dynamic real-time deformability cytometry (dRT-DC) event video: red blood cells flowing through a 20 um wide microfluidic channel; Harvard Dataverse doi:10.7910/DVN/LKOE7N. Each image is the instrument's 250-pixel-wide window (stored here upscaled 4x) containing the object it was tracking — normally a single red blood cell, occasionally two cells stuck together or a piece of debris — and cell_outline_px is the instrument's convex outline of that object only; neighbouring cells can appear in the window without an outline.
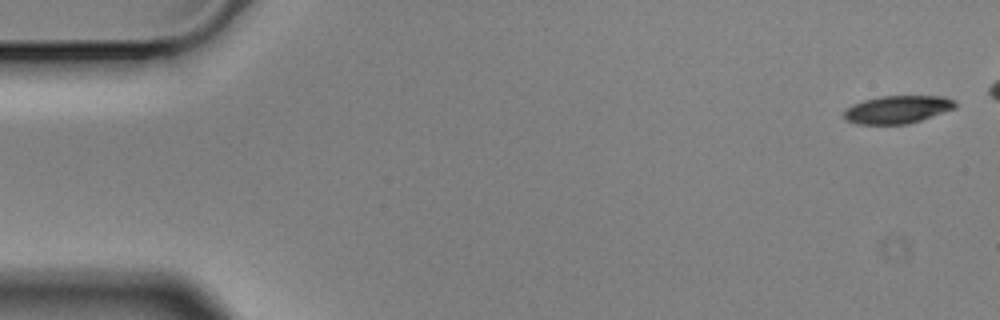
{"species": "Egyptian fruit bat (a non-hibernating species)", "species_latin": "Rousettus aegyptiacus", "temperature_condition": "cold", "stored_images_in_passage": 6, "camera_frame_rate_fps": 3000, "um_per_image_px": 0.085, "animal": {"sex": "male"}, "frame": {"image": 1, "passage_image": 1, "time_ms": 0.0, "image_size_px": [1000, 320], "cell_outline_px": [[956, 108], [908, 124], [856, 124], [844, 120], [844, 112], [852, 104], [864, 100], [880, 96], [944, 96], [956, 100]], "centroid_in_image_um": [76.29, 9.3], "position_along_channel_um": 8.7, "area_um2": 18.09}}
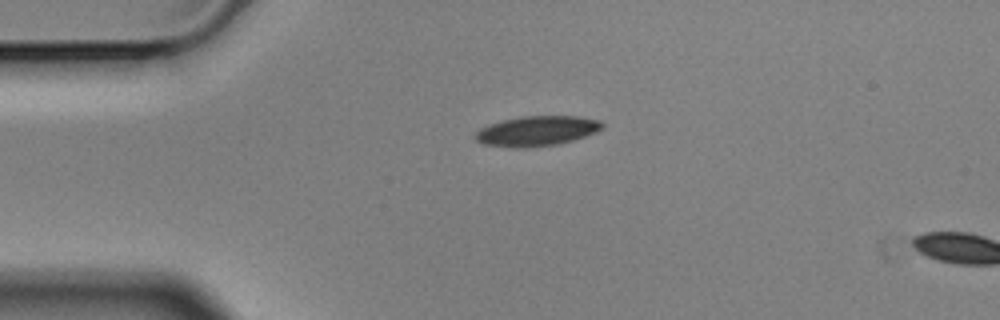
{"frame": {"image": 2, "passage_image": 6, "time_ms": 1.667, "image_size_px": [1000, 320], "cell_outline_px": [[604, 128], [596, 132], [572, 140], [556, 144], [524, 148], [512, 148], [484, 144], [476, 140], [476, 132], [480, 128], [488, 124], [520, 116], [580, 116], [600, 120], [604, 124]], "centroid_in_image_um": [45.64, 11.12], "position_along_channel_um": 39.4, "area_um2": 22.2}}